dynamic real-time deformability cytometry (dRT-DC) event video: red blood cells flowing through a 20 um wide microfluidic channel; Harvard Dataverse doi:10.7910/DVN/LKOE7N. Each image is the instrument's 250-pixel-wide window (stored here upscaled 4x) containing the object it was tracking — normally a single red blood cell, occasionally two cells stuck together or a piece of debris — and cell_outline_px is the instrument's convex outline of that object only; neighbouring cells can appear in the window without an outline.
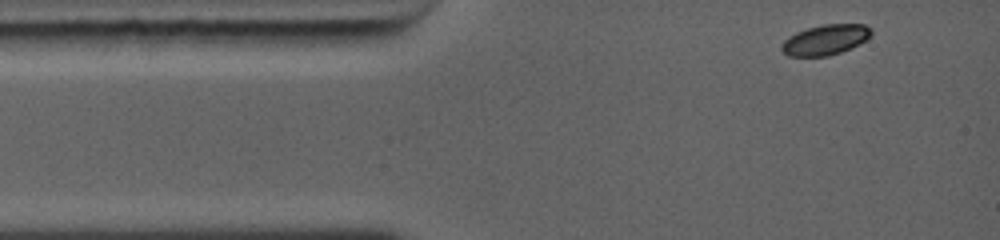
{"species": "common noctule bat (a hibernating species)", "species_latin": "Nyctalus noctula", "temperature_condition": "warm", "stored_images_in_passage": 30, "camera_frame_rate_fps": 5000, "um_per_image_px": 0.085, "animal": {"sex": "female", "body_mass_g": 19.0, "forearm_length_mm": 56.7}, "frame": {"image": 1, "passage_image": 1, "time_ms": 0.0, "image_size_px": [1000, 240], "cell_outline_px": [[872, 32], [864, 40], [852, 48], [828, 56], [788, 56], [780, 48], [780, 44], [788, 36], [796, 32], [808, 28], [824, 24], [864, 24], [872, 28]], "centroid_in_image_um": [70.13, 3.38], "position_along_channel_um": 14.9, "area_um2": 15.78}}
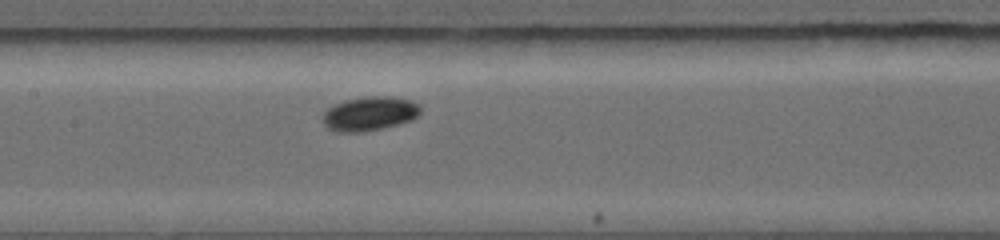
{"frame": {"image": 2, "passage_image": 14, "time_ms": 4.8, "image_size_px": [1000, 240], "cell_outline_px": [[420, 116], [412, 120], [380, 128], [360, 132], [336, 132], [328, 128], [324, 124], [324, 112], [328, 108], [344, 100], [368, 96], [392, 96], [408, 100], [420, 104]], "centroid_in_image_um": [31.44, 9.65], "position_along_channel_um": 176.0, "area_um2": 19.31}}
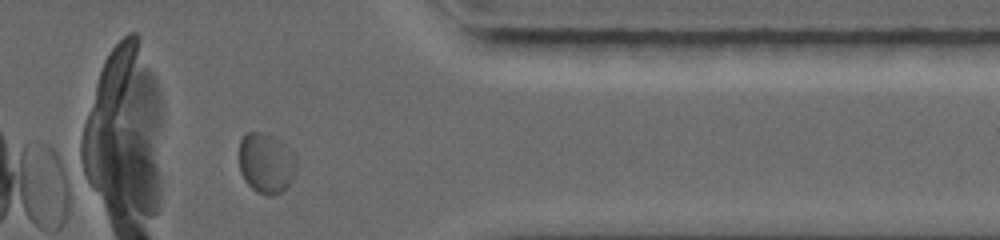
{"frame": {"image": 3, "passage_image": 26, "time_ms": 9.4, "image_size_px": [1000, 240], "cell_outline_px": [[296, 172], [292, 180], [280, 192], [272, 196], [268, 196], [256, 192], [244, 180], [240, 172], [240, 140], [248, 132], [260, 132], [276, 136], [296, 156]], "centroid_in_image_um": [22.63, 13.86], "position_along_channel_um": 388.8, "area_um2": 20.23}, "authors_computed_cell_mechanics": {"area_um2": 19.1318, "velocity_mm_per_s": 4.3739, "shape_relaxation_time_tau1_ms": 1.0611, "shape_relaxation_time_tau2_ms": null, "deformation_change_tau1": 0.0515, "deformation_change_tau2": null}}